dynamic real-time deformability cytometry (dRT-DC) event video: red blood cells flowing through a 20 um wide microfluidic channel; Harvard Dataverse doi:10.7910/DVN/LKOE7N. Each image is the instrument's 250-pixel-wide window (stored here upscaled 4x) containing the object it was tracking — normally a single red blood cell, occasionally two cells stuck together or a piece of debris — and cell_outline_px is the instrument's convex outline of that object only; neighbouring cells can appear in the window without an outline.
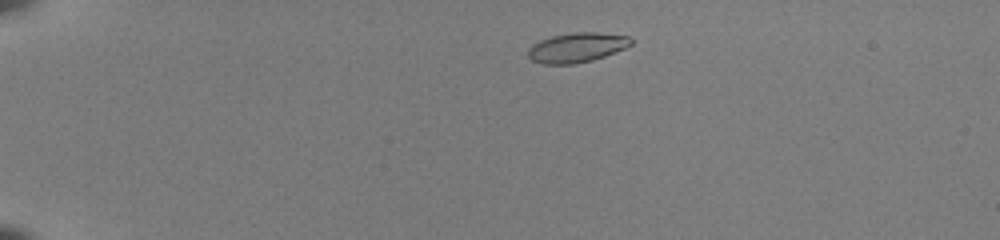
{"species": "common noctule bat (a hibernating species)", "species_latin": "Nyctalus noctula", "temperature_condition": "room temperature", "stored_images_in_passage": 45, "camera_frame_rate_fps": 3000, "um_per_image_px": 0.085, "animal": {"sex": "female", "body_mass_g": 22.0, "forearm_length_mm": 56.7}, "frame": {"image": 1, "passage_image": 4, "time_ms": 1.0, "image_size_px": [1000, 240], "cell_outline_px": [[632, 44], [624, 48], [604, 56], [592, 60], [576, 64], [544, 64], [532, 60], [528, 56], [528, 48], [532, 44], [540, 40], [552, 36], [576, 32], [596, 32], [628, 36], [632, 40]], "centroid_in_image_um": [49.01, 4.04], "position_along_channel_um": 36.0, "area_um2": 17.69}}
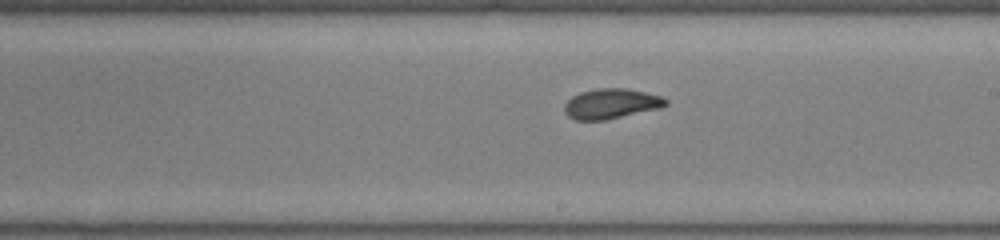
{"frame": {"image": 2, "passage_image": 25, "time_ms": 8.0, "image_size_px": [1000, 240], "cell_outline_px": [[668, 104], [660, 108], [604, 120], [576, 120], [568, 116], [564, 112], [564, 104], [572, 96], [580, 92], [596, 88], [628, 88], [660, 96], [668, 100]], "centroid_in_image_um": [51.93, 8.81], "position_along_channel_um": 237.1, "area_um2": 17.74}}
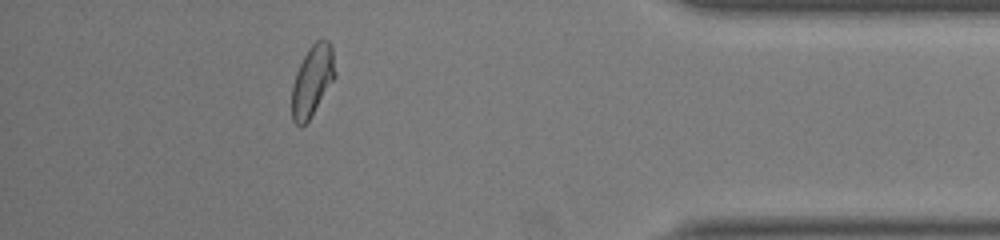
{"frame": {"image": 3, "passage_image": 40, "time_ms": 13.0, "image_size_px": [1000, 240], "cell_outline_px": [[336, 76], [308, 120], [300, 128], [292, 120], [292, 84], [296, 72], [308, 48], [316, 40], [328, 40], [332, 44], [336, 72]], "centroid_in_image_um": [26.55, 6.83], "position_along_channel_um": 408.6, "area_um2": 17.8}, "authors_computed_cell_mechanics": {"area_um2": 17.7446, "velocity_mm_per_s": 3.9969, "shape_relaxation_time_tau1_ms": 3.1967, "shape_relaxation_time_tau2_ms": 1.1024, "deformation_change_tau1": 0.1433, "deformation_change_tau2": 0.0567}}